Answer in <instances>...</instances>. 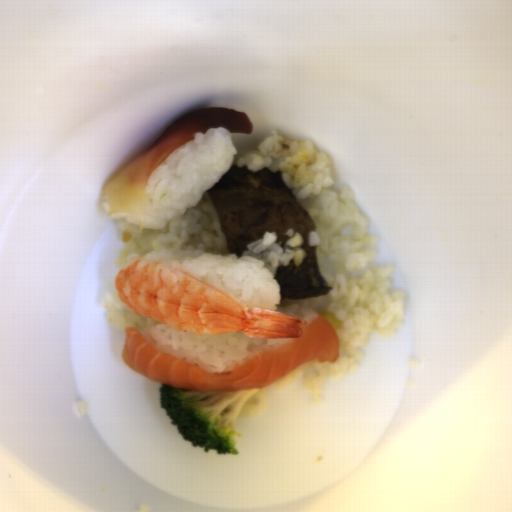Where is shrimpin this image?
Listing matches in <instances>:
<instances>
[{"mask_svg":"<svg viewBox=\"0 0 512 512\" xmlns=\"http://www.w3.org/2000/svg\"><path fill=\"white\" fill-rule=\"evenodd\" d=\"M115 285L118 300L132 311L192 334L289 339L302 337L307 325L281 311L248 307L173 262L135 257Z\"/></svg>","mask_w":512,"mask_h":512,"instance_id":"obj_1","label":"shrimp"}]
</instances>
